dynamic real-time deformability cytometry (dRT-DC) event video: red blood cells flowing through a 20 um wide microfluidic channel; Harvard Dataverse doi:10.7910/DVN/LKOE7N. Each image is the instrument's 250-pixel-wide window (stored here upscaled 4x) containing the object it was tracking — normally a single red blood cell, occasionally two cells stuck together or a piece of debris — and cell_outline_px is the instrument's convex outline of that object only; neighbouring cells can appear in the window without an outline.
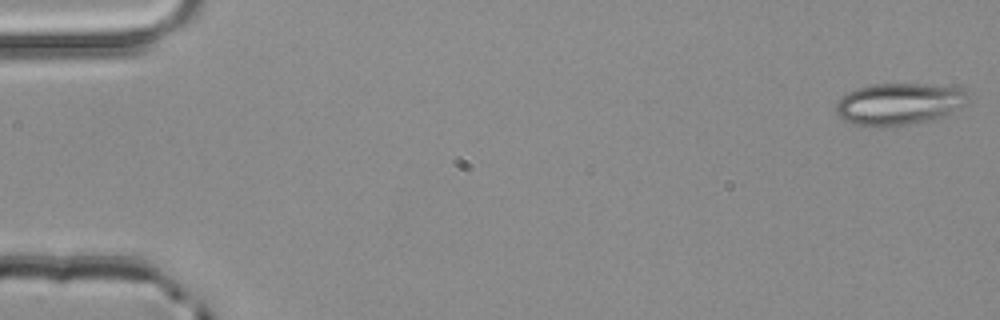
{"species": "common noctule bat (a hibernating species)", "species_latin": "Nyctalus noctula", "temperature_condition": "room temperature", "stored_images_in_passage": 4, "camera_frame_rate_fps": 3000, "um_per_image_px": 0.085, "animal": {"sex": "male", "body_mass_g": 20.4}, "frame": {"image": 1, "passage_image": 1, "time_ms": 0.0, "image_size_px": [1000, 320], "cell_outline_px": [[968, 104], [936, 120], [880, 128], [860, 128], [836, 116], [836, 104], [848, 92], [856, 88], [872, 84], [952, 84], [964, 88]], "centroid_in_image_um": [76.44, 8.85], "position_along_channel_um": 8.6, "area_um2": 33.29}}